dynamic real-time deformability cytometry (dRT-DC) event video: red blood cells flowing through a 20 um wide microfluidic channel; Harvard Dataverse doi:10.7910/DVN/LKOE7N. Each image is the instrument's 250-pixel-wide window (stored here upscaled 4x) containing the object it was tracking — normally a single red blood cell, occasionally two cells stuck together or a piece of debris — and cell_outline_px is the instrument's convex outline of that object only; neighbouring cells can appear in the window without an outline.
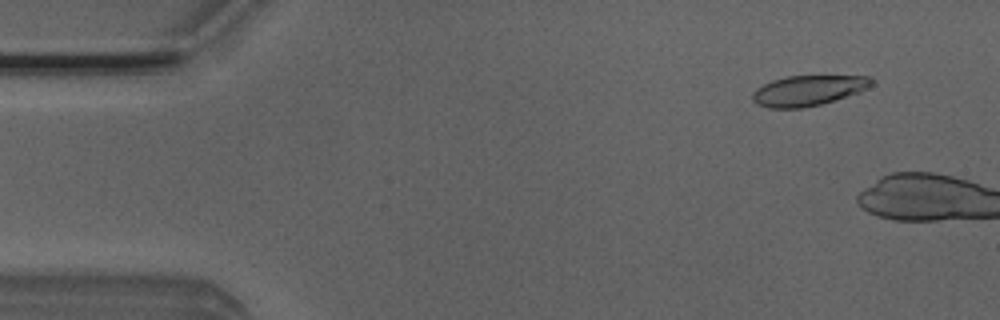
{"species": "Egyptian fruit bat (a non-hibernating species)", "species_latin": "Rousettus aegyptiacus", "temperature_condition": "room temperature", "stored_images_in_passage": 8, "camera_frame_rate_fps": 3000, "um_per_image_px": 0.085, "animal": {"sex": "male"}, "frame": {"image": 1, "passage_image": 5, "time_ms": 1.333, "image_size_px": [1000, 320], "cell_outline_px": [[872, 84], [860, 92], [820, 104], [804, 108], [768, 108], [756, 104], [752, 100], [752, 92], [756, 88], [772, 80], [788, 76], [868, 76], [872, 80]], "centroid_in_image_um": [68.64, 7.7], "position_along_channel_um": 16.4, "area_um2": 20.92}}